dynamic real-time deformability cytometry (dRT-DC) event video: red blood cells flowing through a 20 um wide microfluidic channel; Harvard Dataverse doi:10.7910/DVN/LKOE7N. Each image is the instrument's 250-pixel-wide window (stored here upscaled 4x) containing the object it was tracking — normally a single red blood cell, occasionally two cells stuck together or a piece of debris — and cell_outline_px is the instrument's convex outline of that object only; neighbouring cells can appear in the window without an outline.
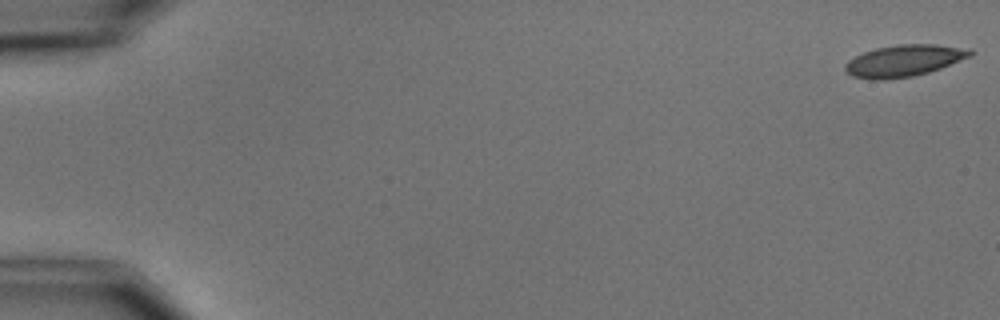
{"species": "common noctule bat (a hibernating species)", "species_latin": "Nyctalus noctula", "temperature_condition": "cold", "stored_images_in_passage": 3, "camera_frame_rate_fps": 3000, "um_per_image_px": 0.085, "animal": {"sex": "male", "body_mass_g": 15.6}, "frame": {"image": 1, "passage_image": 1, "time_ms": 0.0, "image_size_px": [1000, 320], "cell_outline_px": [[976, 52], [972, 56], [940, 68], [928, 72], [912, 76], [880, 80], [872, 80], [852, 76], [844, 68], [844, 64], [848, 60], [864, 52], [876, 48], [896, 44], [936, 44], [972, 48]], "centroid_in_image_um": [76.89, 5.14], "position_along_channel_um": 8.1, "area_um2": 23.24}}